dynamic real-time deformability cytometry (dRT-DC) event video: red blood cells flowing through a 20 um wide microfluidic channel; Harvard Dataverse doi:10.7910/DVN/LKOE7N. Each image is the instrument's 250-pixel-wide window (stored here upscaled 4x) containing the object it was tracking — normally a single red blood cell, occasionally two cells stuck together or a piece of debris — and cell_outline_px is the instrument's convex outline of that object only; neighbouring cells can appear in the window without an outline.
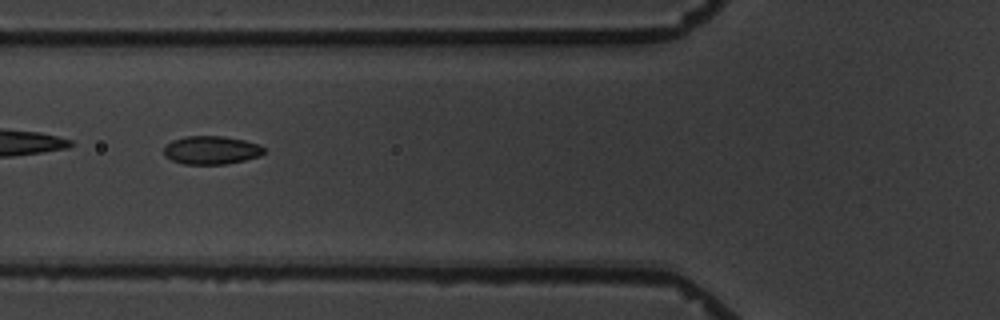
{"species": "common noctule bat (a hibernating species)", "species_latin": "Nyctalus noctula", "temperature_condition": "warm", "stored_images_in_passage": 6, "camera_frame_rate_fps": 3000, "um_per_image_px": 0.085, "animal": {"sex": "male", "body_mass_g": 19.5, "forearm_length_mm": 54.6}, "frame": {"image": 1, "passage_image": 4, "time_ms": 3.667, "image_size_px": [1000, 320], "cell_outline_px": [[264, 152], [260, 156], [244, 160], [224, 164], [184, 164], [172, 160], [164, 156], [164, 144], [172, 140], [184, 136], [224, 136], [244, 140], [260, 144], [264, 148]], "centroid_in_image_um": [17.94, 12.75], "position_along_channel_um": 107.9, "area_um2": 16.65}}